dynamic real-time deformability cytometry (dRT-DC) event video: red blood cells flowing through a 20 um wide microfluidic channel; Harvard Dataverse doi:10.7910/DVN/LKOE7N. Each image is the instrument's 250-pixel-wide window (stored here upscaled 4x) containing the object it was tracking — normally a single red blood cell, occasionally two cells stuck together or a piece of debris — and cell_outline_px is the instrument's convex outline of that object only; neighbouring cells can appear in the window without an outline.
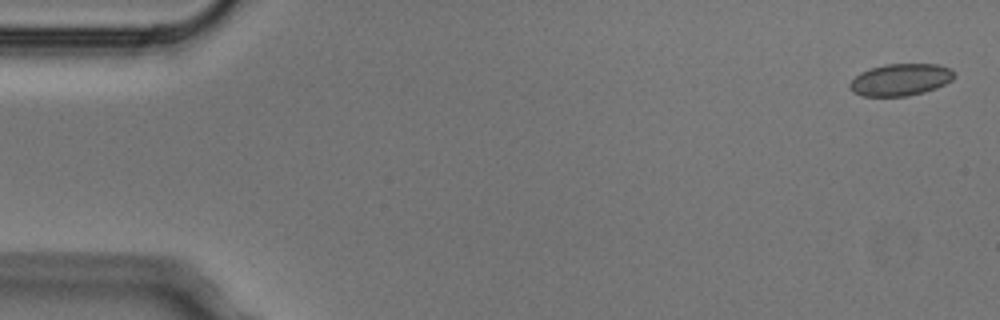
{"species": "Egyptian fruit bat (a non-hibernating species)", "species_latin": "Rousettus aegyptiacus", "temperature_condition": "cold", "stored_images_in_passage": 5, "camera_frame_rate_fps": 3000, "um_per_image_px": 0.085, "animal": {"sex": "male"}, "frame": {"image": 1, "passage_image": 1, "time_ms": 0.0, "image_size_px": [1000, 320], "cell_outline_px": [[956, 76], [952, 80], [936, 88], [924, 92], [908, 96], [864, 96], [852, 92], [848, 84], [860, 72], [884, 64], [940, 64], [952, 68], [956, 72]], "centroid_in_image_um": [76.59, 6.76], "position_along_channel_um": 8.4, "area_um2": 19.65}}
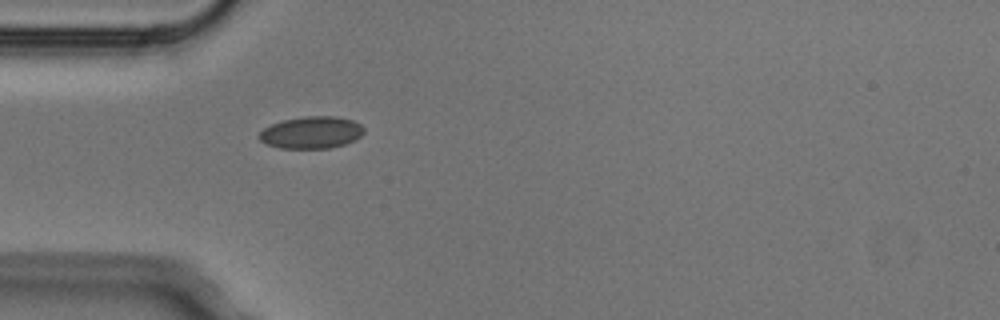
{"frame": {"image": 2, "passage_image": 5, "time_ms": 1.333, "image_size_px": [1000, 320], "cell_outline_px": [[364, 132], [356, 140], [332, 148], [280, 148], [268, 144], [260, 140], [256, 136], [264, 128], [272, 124], [284, 120], [308, 116], [332, 116], [352, 120], [360, 124], [364, 128]], "centroid_in_image_um": [26.48, 11.27], "position_along_channel_um": 58.5, "area_um2": 19.48}}